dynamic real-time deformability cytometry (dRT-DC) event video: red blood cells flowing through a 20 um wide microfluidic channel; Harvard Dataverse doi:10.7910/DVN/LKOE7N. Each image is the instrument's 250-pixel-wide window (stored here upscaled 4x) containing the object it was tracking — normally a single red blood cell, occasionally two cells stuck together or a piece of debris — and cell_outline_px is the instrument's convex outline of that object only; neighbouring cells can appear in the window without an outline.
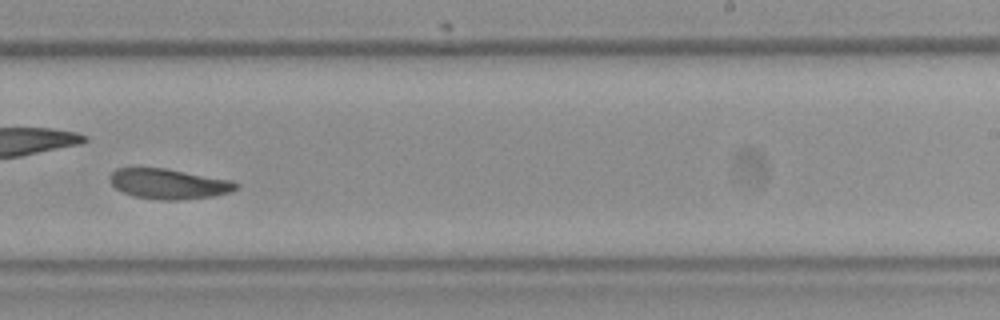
{"species": "Egyptian fruit bat (a non-hibernating species)", "species_latin": "Rousettus aegyptiacus", "temperature_condition": "room temperature", "stored_images_in_passage": 29, "camera_frame_rate_fps": 3000, "um_per_image_px": 0.085, "frame": {"image": 1, "passage_image": 13, "time_ms": 4.0, "image_size_px": [1000, 320], "cell_outline_px": [[240, 188], [228, 192], [212, 196], [180, 200], [160, 200], [132, 196], [116, 188], [108, 180], [108, 176], [116, 168], [168, 168], [232, 180], [240, 184]], "centroid_in_image_um": [14.35, 15.62], "position_along_channel_um": 274.7, "area_um2": 22.43}}
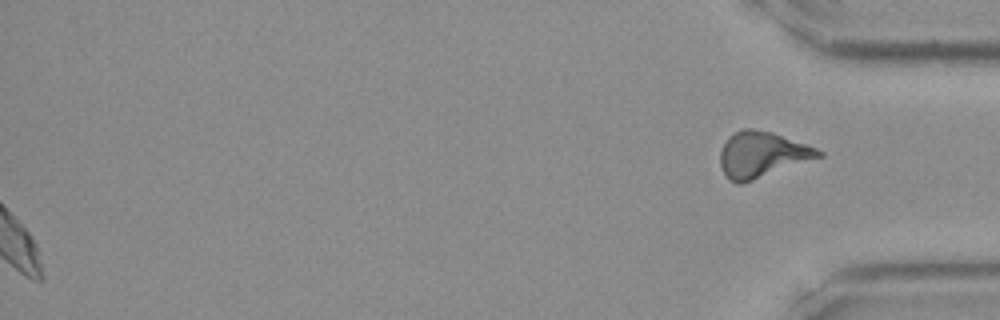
{"frame": {"image": 2, "passage_image": 29, "time_ms": 9.333, "image_size_px": [1000, 320], "cell_outline_px": [[824, 156], [740, 184], [736, 184], [728, 180], [724, 176], [720, 164], [720, 152], [728, 136], [744, 128], [752, 128], [772, 132], [816, 148], [824, 152]], "centroid_in_image_um": [64.74, 13.15], "position_along_channel_um": 370.5, "area_um2": 26.13}}